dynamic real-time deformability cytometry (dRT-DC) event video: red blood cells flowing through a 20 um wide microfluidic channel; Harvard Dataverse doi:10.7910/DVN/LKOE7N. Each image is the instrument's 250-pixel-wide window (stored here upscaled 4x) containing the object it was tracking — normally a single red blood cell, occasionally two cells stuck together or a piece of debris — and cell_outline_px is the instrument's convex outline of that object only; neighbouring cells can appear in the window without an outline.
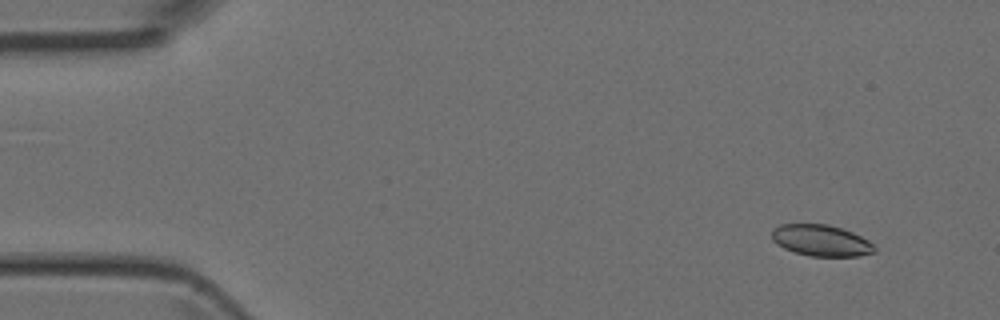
{"species": "Egyptian fruit bat (a non-hibernating species)", "species_latin": "Rousettus aegyptiacus", "temperature_condition": "room temperature", "stored_images_in_passage": 52, "camera_frame_rate_fps": 3000, "um_per_image_px": 0.085, "animal": {"sex": "female"}, "frame": {"image": 1, "passage_image": 5, "time_ms": 1.333, "image_size_px": [1000, 320], "cell_outline_px": [[876, 252], [860, 256], [808, 256], [784, 248], [776, 244], [772, 240], [772, 228], [780, 224], [828, 224], [852, 232], [868, 240], [876, 248]], "centroid_in_image_um": [69.78, 20.44], "position_along_channel_um": 15.2, "area_um2": 18.79}}
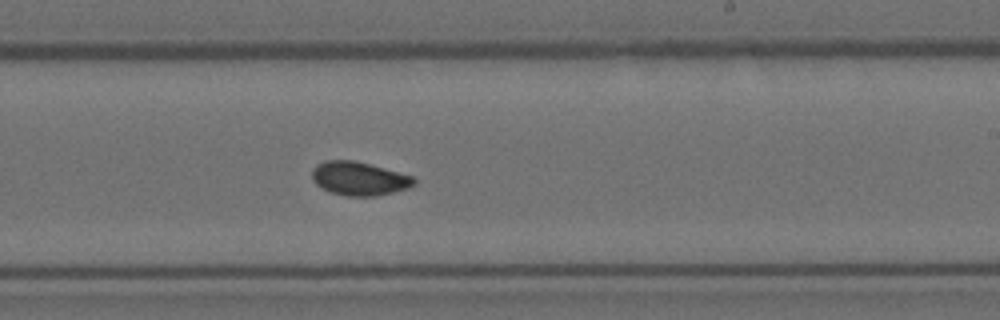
{"frame": {"image": 2, "passage_image": 31, "time_ms": 10.0, "image_size_px": [1000, 320], "cell_outline_px": [[416, 184], [408, 188], [376, 196], [348, 196], [328, 192], [320, 188], [312, 180], [312, 168], [316, 164], [324, 160], [352, 160], [368, 164], [412, 176], [416, 180]], "centroid_in_image_um": [30.47, 15.18], "position_along_channel_um": 258.5, "area_um2": 20.0}}
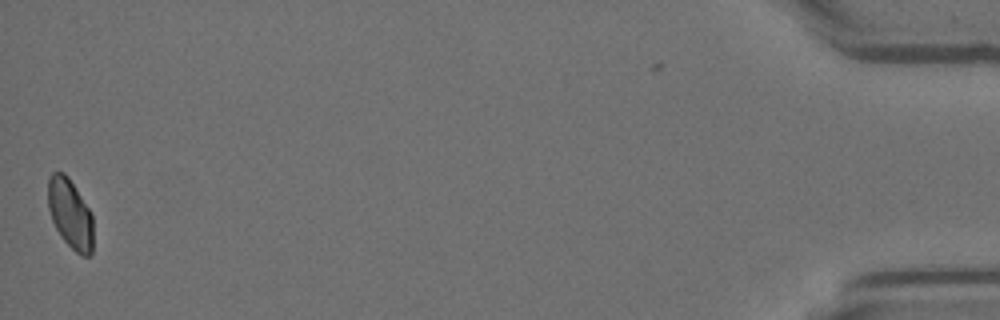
{"frame": {"image": 3, "passage_image": 51, "time_ms": 16.667, "image_size_px": [1000, 320], "cell_outline_px": [[92, 252], [88, 256], [80, 256], [60, 236], [52, 220], [48, 208], [48, 180], [52, 172], [64, 172], [68, 176], [92, 212]], "centroid_in_image_um": [5.96, 18.15], "position_along_channel_um": 429.2, "area_um2": 18.38}}